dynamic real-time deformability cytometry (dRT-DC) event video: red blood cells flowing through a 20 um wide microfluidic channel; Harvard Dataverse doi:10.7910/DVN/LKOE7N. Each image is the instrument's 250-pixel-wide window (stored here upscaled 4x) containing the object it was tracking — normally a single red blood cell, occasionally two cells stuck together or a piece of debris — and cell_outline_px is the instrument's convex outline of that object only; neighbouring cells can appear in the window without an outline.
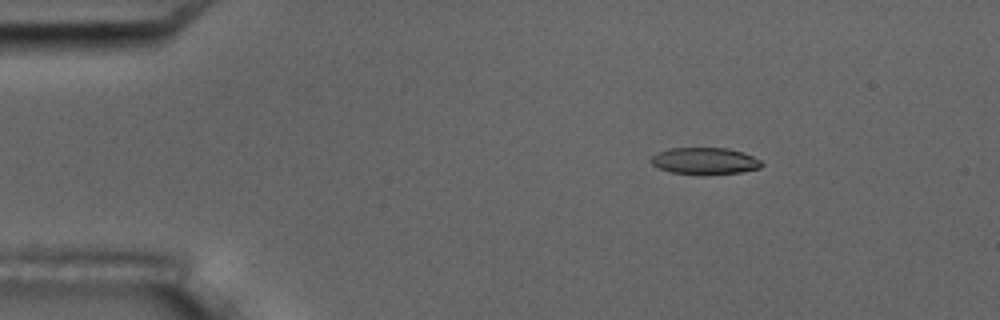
{"species": "common noctule bat (a hibernating species)", "species_latin": "Nyctalus noctula", "temperature_condition": "room temperature", "stored_images_in_passage": 5, "camera_frame_rate_fps": 3000, "um_per_image_px": 0.085, "animal": {"sex": "male", "body_mass_g": 17.5, "forearm_length_mm": 52.3}, "frame": {"image": 1, "passage_image": 2, "time_ms": 1.0, "image_size_px": [1000, 320], "cell_outline_px": [[764, 164], [760, 168], [740, 172], [704, 176], [700, 176], [672, 172], [660, 168], [652, 164], [648, 160], [656, 152], [668, 148], [728, 148], [744, 152], [760, 160]], "centroid_in_image_um": [59.89, 13.69], "position_along_channel_um": 25.1, "area_um2": 17.69}}
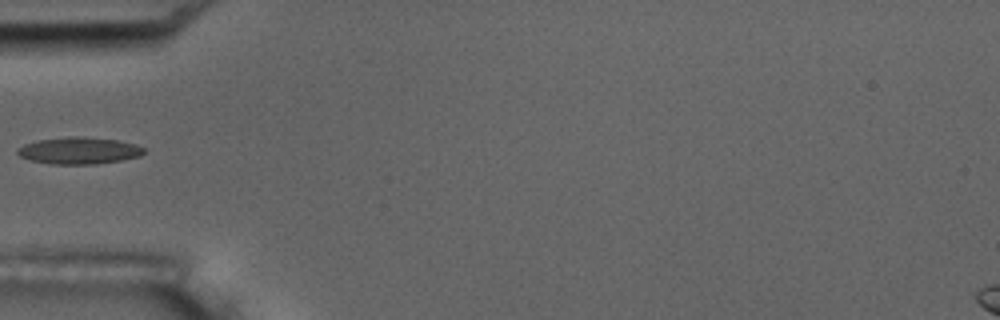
{"frame": {"image": 2, "passage_image": 4, "time_ms": 4.333, "image_size_px": [1000, 320], "cell_outline_px": [[144, 152], [140, 156], [120, 160], [96, 164], [52, 164], [32, 160], [20, 156], [16, 152], [16, 148], [24, 144], [36, 140], [72, 136], [80, 136], [116, 140], [136, 144], [144, 148]], "centroid_in_image_um": [6.69, 12.79], "position_along_channel_um": 78.3, "area_um2": 19.71}}